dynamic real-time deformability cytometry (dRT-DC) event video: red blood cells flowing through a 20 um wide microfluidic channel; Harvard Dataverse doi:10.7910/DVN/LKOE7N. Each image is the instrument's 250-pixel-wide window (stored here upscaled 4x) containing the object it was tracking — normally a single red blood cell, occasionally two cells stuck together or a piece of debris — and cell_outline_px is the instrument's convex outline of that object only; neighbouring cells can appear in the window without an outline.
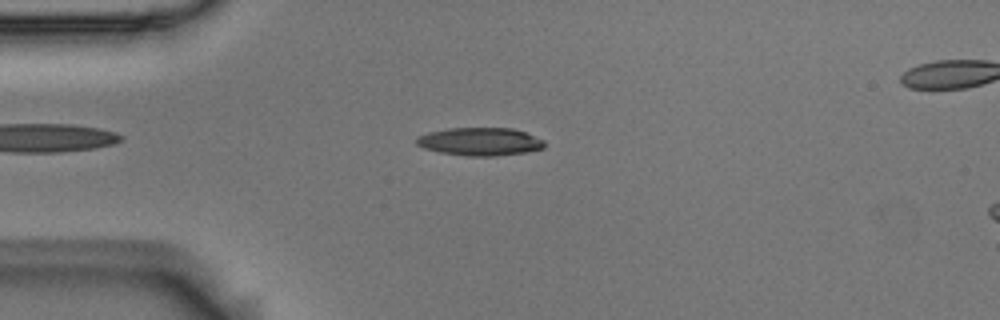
{"species": "Egyptian fruit bat (a non-hibernating species)", "species_latin": "Rousettus aegyptiacus", "temperature_condition": "room temperature", "stored_images_in_passage": 5, "camera_frame_rate_fps": 3000, "um_per_image_px": 0.085, "animal": {"sex": "male"}, "frame": {"image": 1, "passage_image": 4, "time_ms": 1.0, "image_size_px": [1000, 320], "cell_outline_px": [[544, 148], [524, 152], [496, 156], [468, 156], [440, 152], [424, 148], [416, 144], [416, 136], [428, 132], [448, 128], [512, 128], [524, 132], [544, 140]], "centroid_in_image_um": [40.77, 12.03], "position_along_channel_um": 44.2, "area_um2": 20.81}}